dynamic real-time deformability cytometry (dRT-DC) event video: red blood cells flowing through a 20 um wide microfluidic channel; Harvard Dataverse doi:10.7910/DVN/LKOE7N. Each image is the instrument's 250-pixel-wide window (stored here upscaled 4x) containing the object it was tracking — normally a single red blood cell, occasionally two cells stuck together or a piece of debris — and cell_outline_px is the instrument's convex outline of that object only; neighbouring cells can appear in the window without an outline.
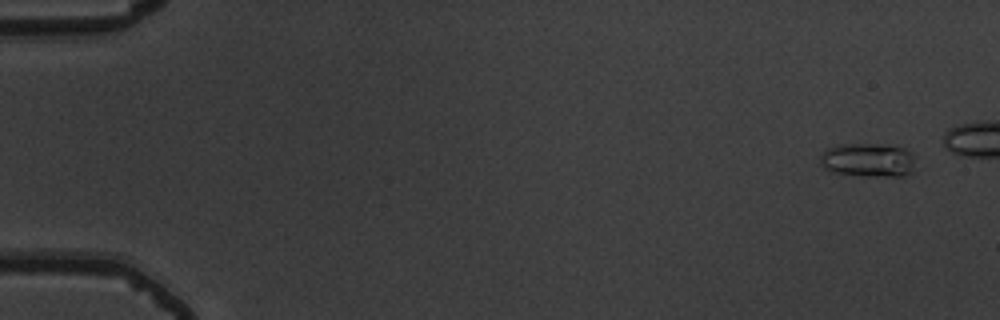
{"species": "common noctule bat (a hibernating species)", "species_latin": "Nyctalus noctula", "temperature_condition": "warm", "stored_images_in_passage": 44, "camera_frame_rate_fps": 3000, "um_per_image_px": 0.085, "animal": {"sex": "male", "body_mass_g": 19.5, "forearm_length_mm": 54.6}, "frame": {"image": 1, "passage_image": 1, "time_ms": 0.0, "image_size_px": [1000, 320], "cell_outline_px": [[912, 172], [904, 176], [868, 176], [836, 172], [824, 168], [820, 164], [820, 156], [828, 148], [840, 144], [880, 144], [904, 148], [912, 152]], "centroid_in_image_um": [73.78, 13.6], "position_along_channel_um": 11.2, "area_um2": 18.55}}
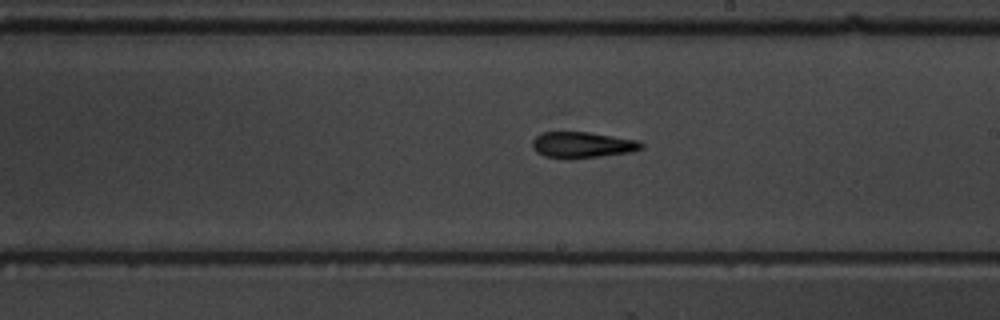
{"frame": {"image": 2, "passage_image": 31, "time_ms": 10.0, "image_size_px": [1000, 320], "cell_outline_px": [[644, 148], [632, 152], [572, 160], [544, 156], [536, 152], [532, 148], [532, 140], [536, 136], [544, 132], [588, 132], [640, 140], [644, 144]], "centroid_in_image_um": [49.52, 12.33], "position_along_channel_um": 239.5, "area_um2": 16.94}}
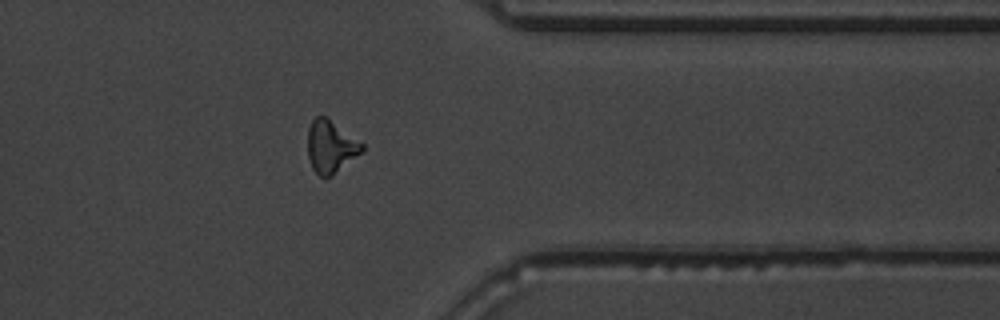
{"frame": {"image": 3, "passage_image": 43, "time_ms": 14.0, "image_size_px": [1000, 320], "cell_outline_px": [[364, 152], [332, 176], [320, 176], [312, 168], [308, 156], [308, 128], [312, 120], [316, 116], [324, 116], [364, 144]], "centroid_in_image_um": [28.13, 12.49], "position_along_channel_um": 383.3, "area_um2": 16.53}}